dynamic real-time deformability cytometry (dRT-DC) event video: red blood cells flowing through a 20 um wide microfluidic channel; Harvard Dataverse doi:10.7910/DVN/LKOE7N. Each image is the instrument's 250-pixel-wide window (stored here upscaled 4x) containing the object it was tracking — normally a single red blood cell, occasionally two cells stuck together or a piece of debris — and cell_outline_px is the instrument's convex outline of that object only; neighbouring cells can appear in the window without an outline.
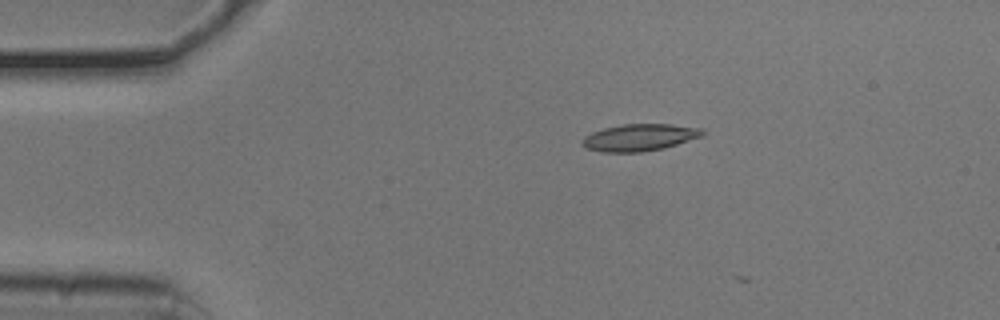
{"species": "common noctule bat (a hibernating species)", "species_latin": "Nyctalus noctula", "temperature_condition": "cold", "stored_images_in_passage": 3, "camera_frame_rate_fps": 3000, "um_per_image_px": 0.085, "animal": {"sex": "male", "body_mass_g": 20.5, "forearm_length_mm": 52.5}, "frame": {"image": 1, "passage_image": 2, "time_ms": 0.333, "image_size_px": [1000, 320], "cell_outline_px": [[704, 136], [664, 148], [640, 152], [600, 152], [588, 148], [580, 144], [580, 140], [584, 136], [592, 132], [604, 128], [624, 124], [672, 124], [704, 128]], "centroid_in_image_um": [54.37, 11.68], "position_along_channel_um": 30.6, "area_um2": 19.07}}